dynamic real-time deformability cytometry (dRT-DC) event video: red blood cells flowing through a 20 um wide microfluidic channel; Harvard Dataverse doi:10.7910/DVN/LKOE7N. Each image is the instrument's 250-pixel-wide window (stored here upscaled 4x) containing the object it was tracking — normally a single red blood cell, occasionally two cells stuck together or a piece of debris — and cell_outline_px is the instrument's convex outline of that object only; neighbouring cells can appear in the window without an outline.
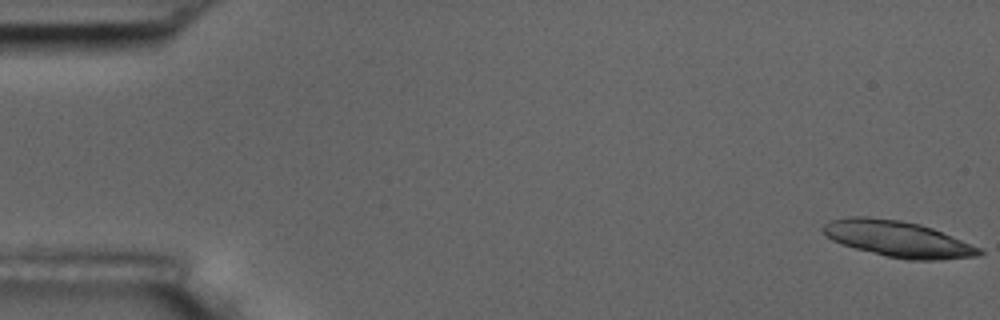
{"species": "common noctule bat (a hibernating species)", "species_latin": "Nyctalus noctula", "temperature_condition": "room temperature", "stored_images_in_passage": 55, "segment_of_instrument_passage": [1, 2], "camera_frame_rate_fps": 3000, "um_per_image_px": 0.085, "animal": {"sex": "male", "body_mass_g": 17.5, "forearm_length_mm": 52.3}, "frame": {"image": 1, "passage_image": 1, "time_ms": 0.0, "image_size_px": [1000, 320], "cell_outline_px": [[984, 252], [980, 256], [936, 260], [908, 260], [888, 256], [840, 244], [832, 240], [820, 228], [828, 220], [848, 216], [864, 216], [900, 220], [920, 224], [932, 228], [952, 236], [980, 248]], "centroid_in_image_um": [76.3, 20.3], "position_along_channel_um": 8.7, "area_um2": 32.71}}